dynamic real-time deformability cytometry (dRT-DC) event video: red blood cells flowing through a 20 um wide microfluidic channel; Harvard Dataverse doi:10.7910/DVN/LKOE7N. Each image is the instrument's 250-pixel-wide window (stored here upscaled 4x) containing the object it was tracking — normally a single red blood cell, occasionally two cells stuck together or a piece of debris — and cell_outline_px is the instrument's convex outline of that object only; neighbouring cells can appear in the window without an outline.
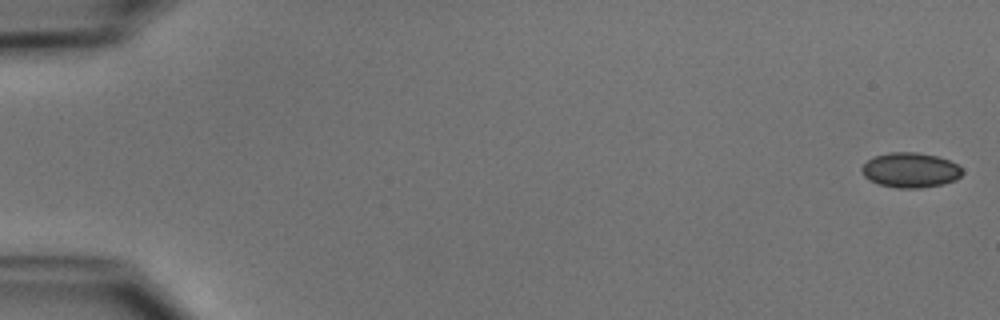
{"species": "common noctule bat (a hibernating species)", "species_latin": "Nyctalus noctula", "temperature_condition": "cold", "stored_images_in_passage": 51, "camera_frame_rate_fps": 3000, "um_per_image_px": 0.085, "animal": {"sex": "male", "body_mass_g": 15.6}, "frame": {"image": 1, "passage_image": 1, "time_ms": 0.0, "image_size_px": [1000, 320], "cell_outline_px": [[964, 172], [956, 180], [944, 184], [920, 188], [896, 188], [880, 184], [868, 180], [864, 176], [860, 168], [872, 156], [888, 152], [916, 152], [936, 156], [948, 160], [956, 164]], "centroid_in_image_um": [77.36, 14.46], "position_along_channel_um": 7.6, "area_um2": 20.58}}
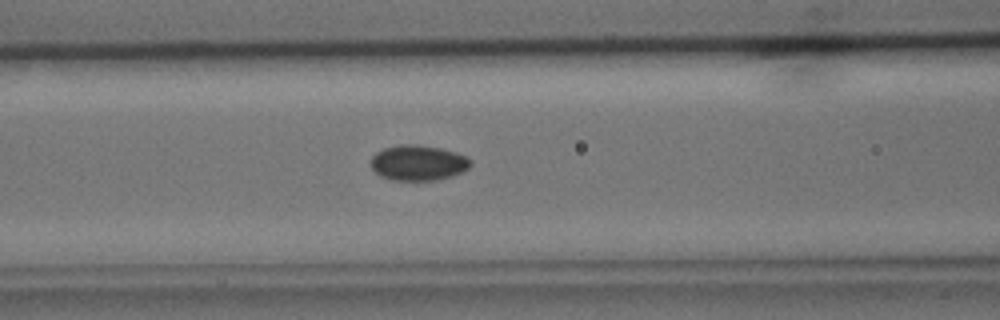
{"frame": {"image": 2, "passage_image": 22, "time_ms": 7.0, "image_size_px": [1000, 320], "cell_outline_px": [[472, 164], [468, 168], [452, 176], [436, 180], [392, 180], [380, 176], [372, 168], [372, 156], [376, 152], [384, 148], [400, 144], [416, 144], [440, 148], [456, 152], [472, 160]], "centroid_in_image_um": [35.54, 13.83], "position_along_channel_um": 131.1, "area_um2": 20.52}}
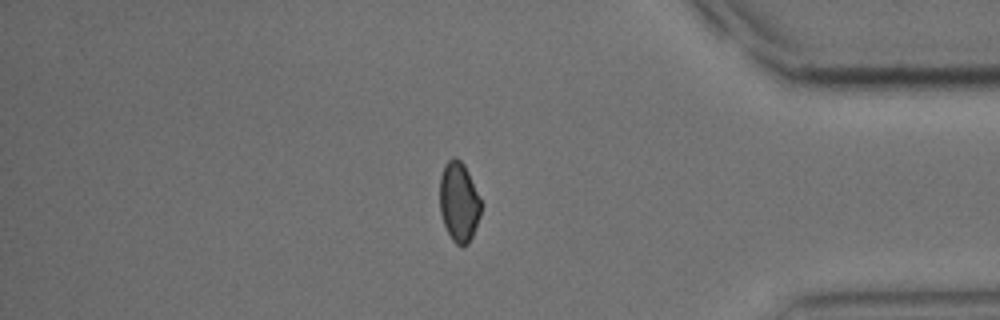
{"frame": {"image": 3, "passage_image": 44, "time_ms": 14.333, "image_size_px": [1000, 320], "cell_outline_px": [[480, 216], [472, 236], [468, 244], [456, 244], [452, 240], [444, 224], [440, 212], [440, 176], [444, 164], [452, 156], [456, 156], [464, 164], [468, 172], [480, 200]], "centroid_in_image_um": [38.98, 17.13], "position_along_channel_um": 396.2, "area_um2": 18.96}, "authors_computed_cell_mechanics": {"area_um2": 19.8832, "velocity_mm_per_s": 3.9374, "shape_relaxation_time_tau1_ms": 2.8454, "shape_relaxation_time_tau2_ms": 3.9298, "deformation_change_tau1": 0.0544, "deformation_change_tau2": 0.0563}}